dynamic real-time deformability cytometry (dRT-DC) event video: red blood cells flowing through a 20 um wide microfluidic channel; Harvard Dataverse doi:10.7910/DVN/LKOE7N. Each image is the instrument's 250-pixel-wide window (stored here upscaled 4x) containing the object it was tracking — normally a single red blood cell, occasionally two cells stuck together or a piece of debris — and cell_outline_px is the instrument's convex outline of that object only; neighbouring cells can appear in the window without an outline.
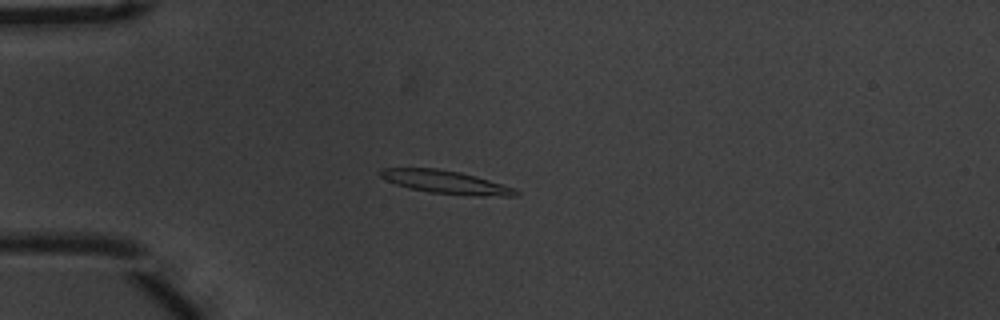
{"species": "common noctule bat (a hibernating species)", "species_latin": "Nyctalus noctula", "temperature_condition": "warm", "stored_images_in_passage": 44, "camera_frame_rate_fps": 3000, "um_per_image_px": 0.085, "animal": {"sex": "male", "body_mass_g": 20.1, "forearm_length_mm": 53.5}, "frame": {"image": 1, "passage_image": 4, "time_ms": 1.0, "image_size_px": [1000, 320], "cell_outline_px": [[520, 196], [472, 196], [428, 192], [408, 188], [396, 184], [380, 176], [380, 172], [384, 168], [436, 168], [460, 172], [476, 176], [516, 188], [520, 192]], "centroid_in_image_um": [37.97, 15.49], "position_along_channel_um": 47.0, "area_um2": 18.32}}
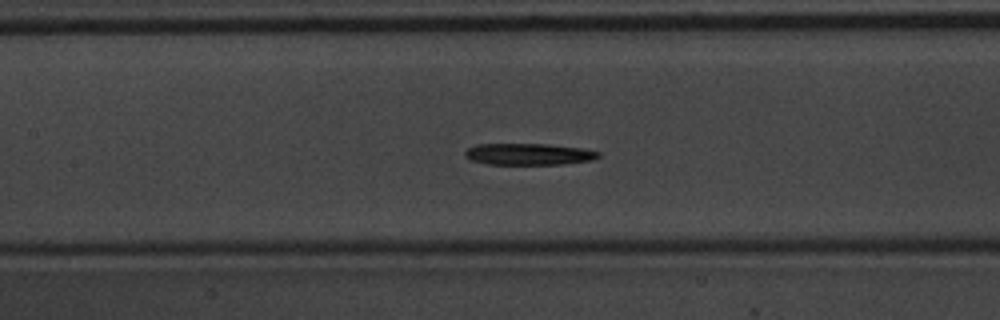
{"frame": {"image": 2, "passage_image": 15, "time_ms": 4.667, "image_size_px": [1000, 320], "cell_outline_px": [[600, 156], [592, 160], [560, 164], [488, 164], [468, 160], [464, 156], [464, 152], [468, 148], [476, 144], [548, 144], [580, 148], [600, 152]], "centroid_in_image_um": [44.88, 13.1], "position_along_channel_um": 162.5, "area_um2": 16.76}}
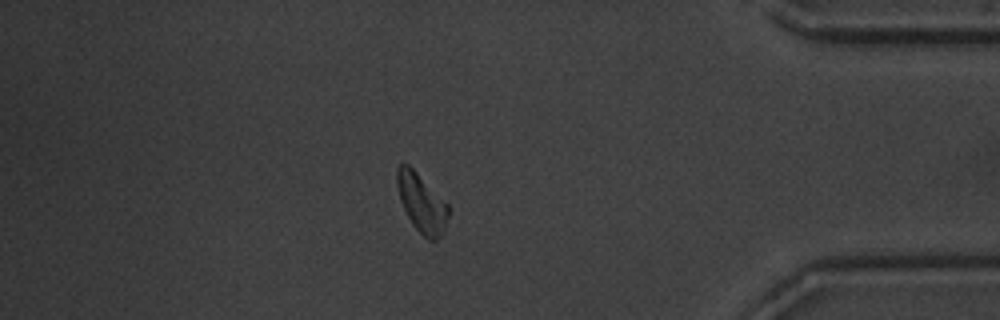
{"frame": {"image": 3, "passage_image": 37, "time_ms": 12.0, "image_size_px": [1000, 320], "cell_outline_px": [[448, 216], [444, 232], [436, 240], [428, 240], [412, 224], [400, 200], [396, 184], [396, 168], [400, 164], [408, 164], [448, 204]], "centroid_in_image_um": [35.83, 17.26], "position_along_channel_um": 399.4, "area_um2": 17.28}, "authors_computed_cell_mechanics": {"area_um2": 17.3111, "velocity_mm_per_s": 3.6678, "shape_relaxation_time_tau1_ms": 5.0684, "shape_relaxation_time_tau2_ms": null, "deformation_change_tau1": 0.153, "deformation_change_tau2": null}}